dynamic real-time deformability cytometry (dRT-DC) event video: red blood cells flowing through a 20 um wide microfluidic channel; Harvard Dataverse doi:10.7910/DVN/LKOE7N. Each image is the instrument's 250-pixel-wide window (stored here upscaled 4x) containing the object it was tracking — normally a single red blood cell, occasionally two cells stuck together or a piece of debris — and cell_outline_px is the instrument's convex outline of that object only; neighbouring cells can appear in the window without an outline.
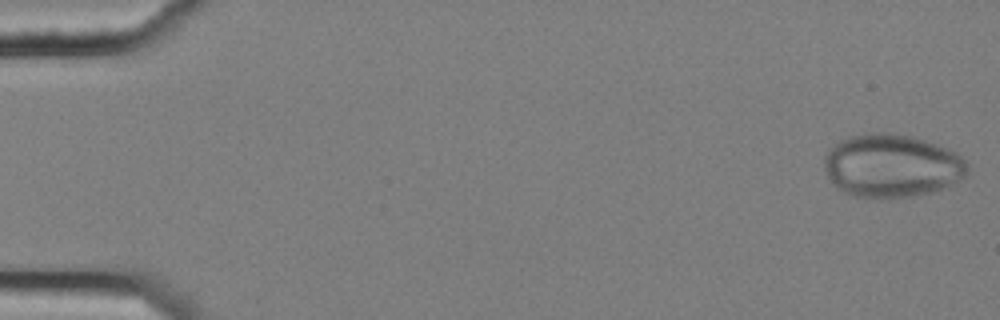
{"species": "common noctule bat (a hibernating species)", "species_latin": "Nyctalus noctula", "temperature_condition": "cold", "stored_images_in_passage": 3, "camera_frame_rate_fps": 3000, "um_per_image_px": 0.085, "animal": {"sex": "female", "body_mass_g": 25.1}, "frame": {"image": 1, "passage_image": 1, "time_ms": 0.0, "image_size_px": [1000, 320], "cell_outline_px": [[968, 172], [960, 180], [952, 184], [932, 192], [912, 196], [852, 196], [836, 188], [828, 176], [824, 168], [824, 156], [828, 148], [840, 140], [848, 136], [872, 132], [892, 132], [924, 140], [956, 152], [968, 164]], "centroid_in_image_um": [75.77, 14.06], "position_along_channel_um": 9.2, "area_um2": 52.48}}